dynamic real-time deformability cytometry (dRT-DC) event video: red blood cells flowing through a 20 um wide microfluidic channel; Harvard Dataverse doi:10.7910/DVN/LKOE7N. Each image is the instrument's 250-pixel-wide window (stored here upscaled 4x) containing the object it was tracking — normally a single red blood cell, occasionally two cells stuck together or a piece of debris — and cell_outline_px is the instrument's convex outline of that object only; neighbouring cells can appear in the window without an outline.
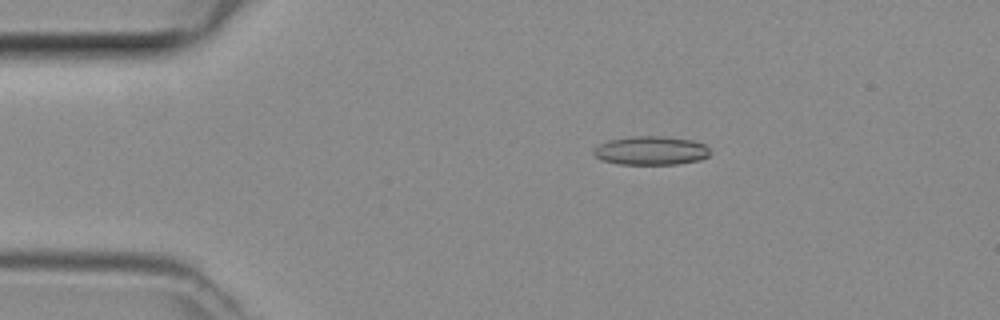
{"species": "common noctule bat (a hibernating species)", "species_latin": "Nyctalus noctula", "temperature_condition": "room temperature", "stored_images_in_passage": 48, "camera_frame_rate_fps": 3000, "um_per_image_px": 0.085, "animal": {"sex": "female", "body_mass_g": 29.2, "forearm_length_mm": 56.3}, "frame": {"image": 1, "passage_image": 9, "time_ms": 2.667, "image_size_px": [1000, 320], "cell_outline_px": [[712, 152], [708, 156], [700, 160], [676, 164], [616, 164], [600, 160], [592, 152], [600, 144], [608, 140], [632, 136], [664, 136], [692, 140], [704, 144]], "centroid_in_image_um": [55.34, 12.8], "position_along_channel_um": 29.7, "area_um2": 19.59}}
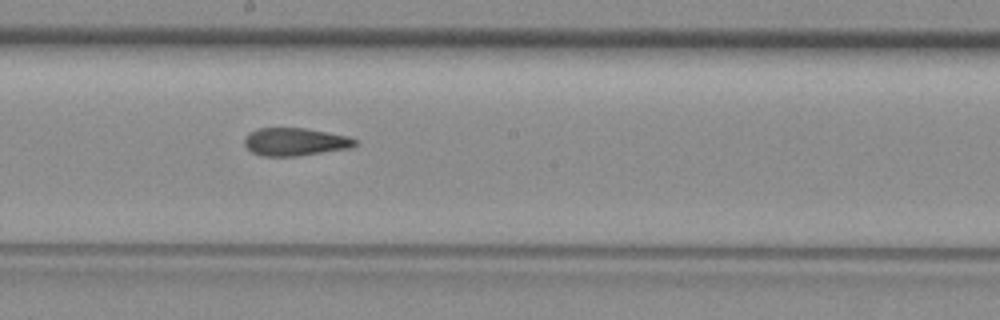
{"frame": {"image": 2, "passage_image": 26, "time_ms": 8.333, "image_size_px": [1000, 320], "cell_outline_px": [[356, 144], [352, 148], [296, 156], [264, 156], [252, 152], [244, 144], [244, 136], [256, 128], [304, 128], [328, 132], [348, 136], [356, 140]], "centroid_in_image_um": [25.07, 12.05], "position_along_channel_um": 223.1, "area_um2": 17.98}}
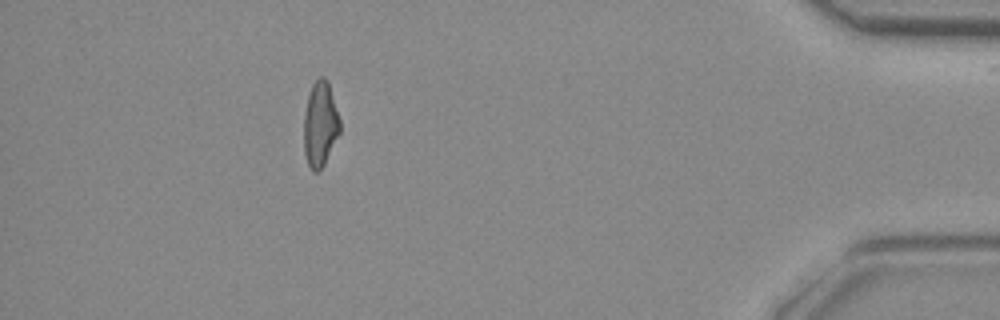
{"frame": {"image": 3, "passage_image": 43, "time_ms": 14.0, "image_size_px": [1000, 320], "cell_outline_px": [[340, 132], [320, 172], [312, 172], [308, 164], [304, 152], [304, 116], [308, 96], [312, 84], [320, 76], [324, 76], [328, 80], [340, 120]], "centroid_in_image_um": [27.21, 10.56], "position_along_channel_um": 408.0, "area_um2": 17.92}}